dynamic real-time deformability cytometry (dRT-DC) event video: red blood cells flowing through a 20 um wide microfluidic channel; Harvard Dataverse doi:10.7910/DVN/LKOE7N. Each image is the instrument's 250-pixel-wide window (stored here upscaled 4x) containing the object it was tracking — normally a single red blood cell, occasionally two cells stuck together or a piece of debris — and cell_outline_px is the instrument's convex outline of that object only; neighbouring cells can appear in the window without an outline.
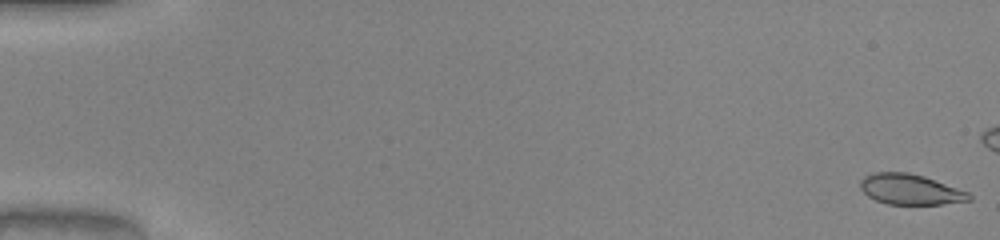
{"species": "common noctule bat (a hibernating species)", "species_latin": "Nyctalus noctula", "temperature_condition": "warm", "stored_images_in_passage": 20, "camera_frame_rate_fps": 3000, "um_per_image_px": 0.085, "animal": {"sex": "male", "body_mass_g": 20.0, "forearm_length_mm": 53.3}, "frame": {"image": 1, "passage_image": 1, "time_ms": 0.0, "image_size_px": [1000, 240], "cell_outline_px": [[972, 200], [940, 204], [888, 204], [876, 200], [868, 196], [860, 188], [860, 180], [864, 176], [876, 172], [908, 172], [924, 176], [968, 192], [972, 196]], "centroid_in_image_um": [77.36, 16.09], "position_along_channel_um": 7.6, "area_um2": 19.19}}